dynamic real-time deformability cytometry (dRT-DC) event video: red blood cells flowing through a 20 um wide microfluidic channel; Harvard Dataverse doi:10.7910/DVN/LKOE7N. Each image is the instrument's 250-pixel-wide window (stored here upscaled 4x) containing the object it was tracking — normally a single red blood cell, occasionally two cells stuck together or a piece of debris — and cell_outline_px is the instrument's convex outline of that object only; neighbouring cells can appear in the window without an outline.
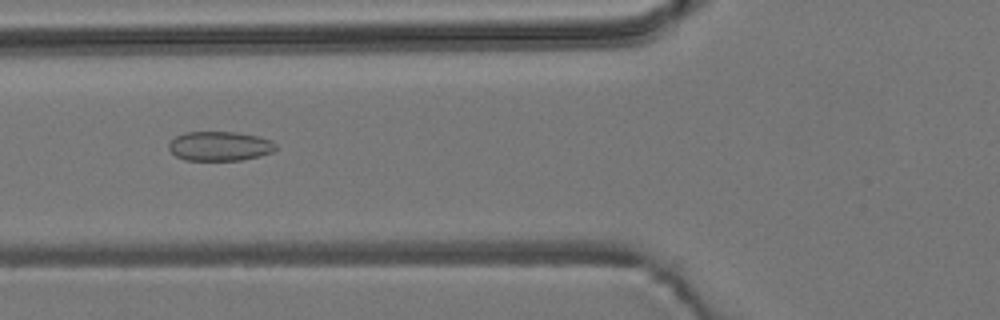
{"species": "common noctule bat (a hibernating species)", "species_latin": "Nyctalus noctula", "temperature_condition": "room temperature", "stored_images_in_passage": 48, "camera_frame_rate_fps": 3000, "um_per_image_px": 0.085, "animal": {"sex": "male", "body_mass_g": 19.2, "forearm_length_mm": 51.8}, "frame": {"image": 1, "passage_image": 15, "time_ms": 4.667, "image_size_px": [1000, 320], "cell_outline_px": [[276, 148], [272, 152], [260, 156], [240, 160], [184, 160], [176, 156], [168, 148], [168, 144], [176, 136], [184, 132], [236, 132], [256, 136], [272, 140], [276, 144]], "centroid_in_image_um": [18.67, 12.42], "position_along_channel_um": 107.1, "area_um2": 18.32}}
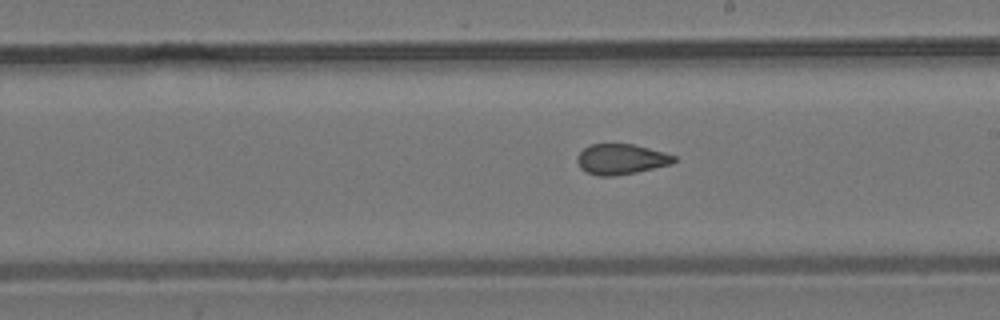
{"frame": {"image": 2, "passage_image": 25, "time_ms": 8.0, "image_size_px": [1000, 320], "cell_outline_px": [[676, 160], [672, 164], [636, 172], [612, 176], [600, 176], [588, 172], [580, 168], [576, 160], [576, 156], [588, 144], [632, 144], [664, 152], [676, 156]], "centroid_in_image_um": [52.78, 13.52], "position_along_channel_um": 236.2, "area_um2": 17.11}}
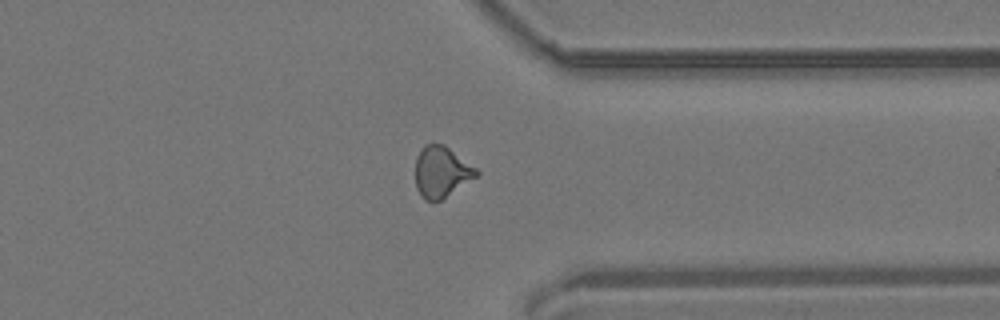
{"frame": {"image": 3, "passage_image": 36, "time_ms": 11.667, "image_size_px": [1000, 320], "cell_outline_px": [[480, 172], [476, 176], [440, 200], [424, 200], [420, 196], [416, 188], [416, 156], [424, 144], [444, 144], [476, 168]], "centroid_in_image_um": [37.49, 14.59], "position_along_channel_um": 373.9, "area_um2": 17.86}, "authors_computed_cell_mechanics": {"area_um2": 18.1203, "velocity_mm_per_s": 3.8621, "shape_relaxation_time_tau1_ms": null, "shape_relaxation_time_tau2_ms": 1.918, "deformation_change_tau1": null, "deformation_change_tau2": 0.074}}